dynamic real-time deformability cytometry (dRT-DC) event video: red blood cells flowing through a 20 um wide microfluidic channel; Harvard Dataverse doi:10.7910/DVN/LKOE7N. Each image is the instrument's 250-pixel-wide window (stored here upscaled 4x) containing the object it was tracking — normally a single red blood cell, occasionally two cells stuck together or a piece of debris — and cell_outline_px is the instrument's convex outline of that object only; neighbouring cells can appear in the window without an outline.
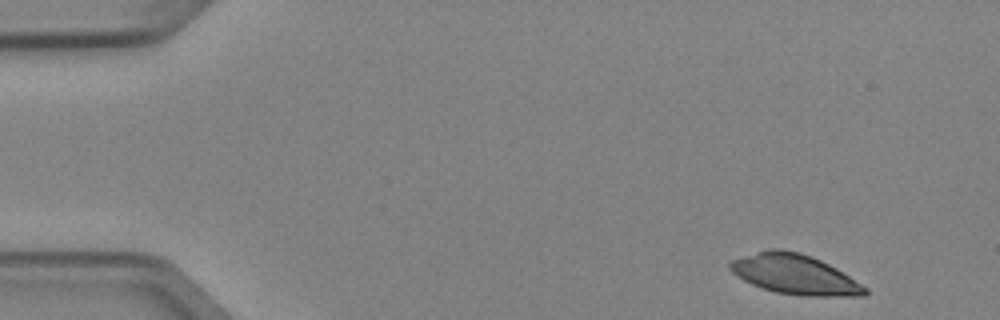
{"species": "Egyptian fruit bat (a non-hibernating species)", "species_latin": "Rousettus aegyptiacus", "temperature_condition": "cold", "stored_images_in_passage": 5, "segment_of_instrument_passage": [1, 2], "camera_frame_rate_fps": 3000, "um_per_image_px": 0.085, "animal": {"sex": "female"}, "frame": {"image": 1, "passage_image": 1, "time_ms": 0.0, "image_size_px": [1000, 320], "cell_outline_px": [[868, 292], [864, 296], [800, 296], [776, 292], [752, 284], [744, 280], [732, 272], [728, 268], [728, 264], [732, 260], [768, 248], [780, 248], [800, 252], [812, 256], [836, 268], [868, 288]], "centroid_in_image_um": [67.56, 23.31], "position_along_channel_um": 17.4, "area_um2": 31.33}}
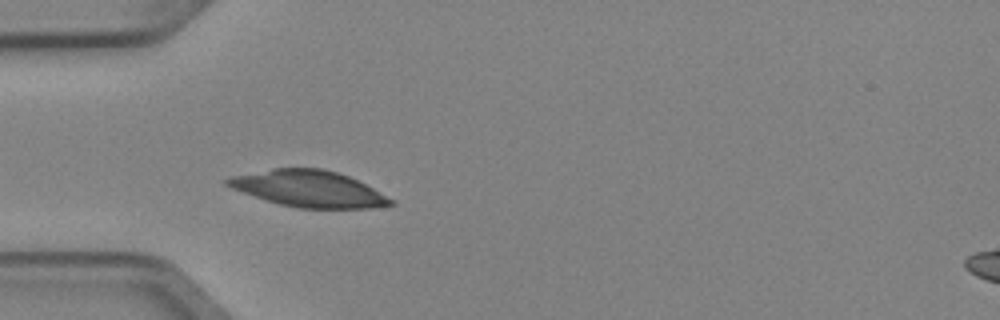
{"frame": {"image": 2, "passage_image": 4, "time_ms": 1.0, "image_size_px": [1000, 320], "cell_outline_px": [[396, 204], [372, 208], [296, 208], [280, 204], [232, 188], [224, 184], [224, 180], [232, 176], [272, 168], [324, 168], [348, 176], [396, 200]], "centroid_in_image_um": [26.27, 16.04], "position_along_channel_um": 58.7, "area_um2": 34.33}}